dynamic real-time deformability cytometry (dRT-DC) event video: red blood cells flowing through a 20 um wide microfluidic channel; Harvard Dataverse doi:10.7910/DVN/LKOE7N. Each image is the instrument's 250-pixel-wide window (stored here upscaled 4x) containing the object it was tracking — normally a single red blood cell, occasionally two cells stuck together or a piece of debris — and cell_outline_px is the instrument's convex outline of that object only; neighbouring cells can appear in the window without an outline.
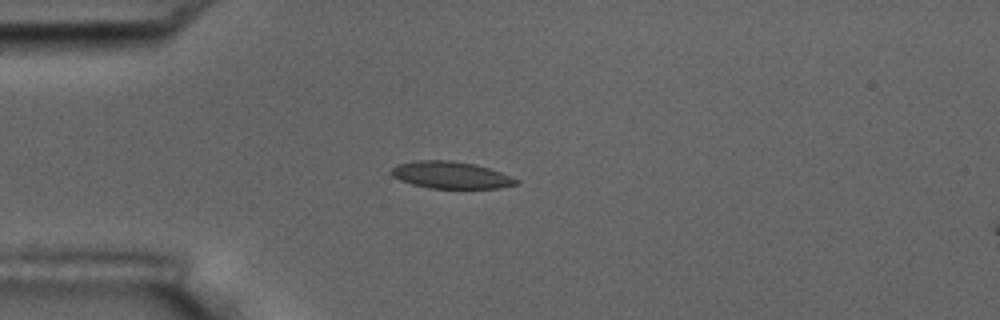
{"species": "common noctule bat (a hibernating species)", "species_latin": "Nyctalus noctula", "temperature_condition": "room temperature", "stored_images_in_passage": 4, "segment_of_instrument_passage": [1, 2], "camera_frame_rate_fps": 3000, "um_per_image_px": 0.085, "animal": {"sex": "male", "body_mass_g": 17.5, "forearm_length_mm": 52.3}, "frame": {"image": 1, "passage_image": 3, "time_ms": 2.0, "image_size_px": [1000, 320], "cell_outline_px": [[520, 180], [516, 184], [500, 188], [428, 188], [412, 184], [400, 180], [392, 176], [392, 168], [396, 164], [412, 160], [452, 160], [476, 164], [500, 172]], "centroid_in_image_um": [38.29, 14.87], "position_along_channel_um": 46.7, "area_um2": 19.71}}